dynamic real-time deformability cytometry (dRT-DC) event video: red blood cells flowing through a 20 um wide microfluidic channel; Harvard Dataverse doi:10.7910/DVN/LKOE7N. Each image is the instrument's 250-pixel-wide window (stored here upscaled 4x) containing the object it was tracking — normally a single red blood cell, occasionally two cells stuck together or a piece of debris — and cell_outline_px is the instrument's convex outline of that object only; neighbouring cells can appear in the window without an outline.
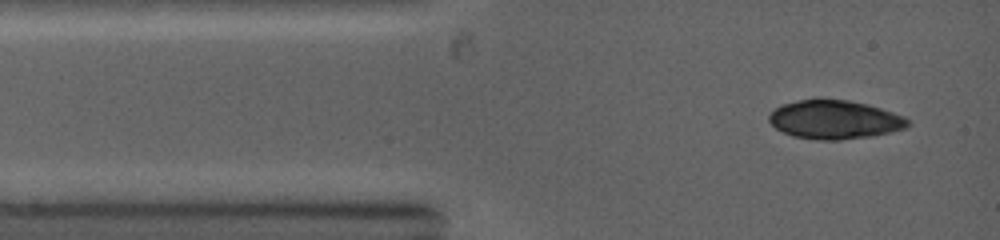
{"species": "common noctule bat (a hibernating species)", "species_latin": "Nyctalus noctula", "temperature_condition": "warm", "stored_images_in_passage": 3, "camera_frame_rate_fps": 5000, "um_per_image_px": 0.085, "animal": {"sex": "female", "body_mass_g": 19.0, "forearm_length_mm": 53.3}, "frame": {"image": 1, "passage_image": 1, "time_ms": 0.0, "image_size_px": [1000, 240], "cell_outline_px": [[908, 124], [904, 128], [872, 136], [840, 140], [816, 140], [792, 136], [776, 128], [768, 120], [768, 116], [780, 104], [796, 100], [816, 96], [848, 100], [868, 104], [904, 116], [908, 120]], "centroid_in_image_um": [70.88, 10.13], "position_along_channel_um": 14.1, "area_um2": 31.79}}